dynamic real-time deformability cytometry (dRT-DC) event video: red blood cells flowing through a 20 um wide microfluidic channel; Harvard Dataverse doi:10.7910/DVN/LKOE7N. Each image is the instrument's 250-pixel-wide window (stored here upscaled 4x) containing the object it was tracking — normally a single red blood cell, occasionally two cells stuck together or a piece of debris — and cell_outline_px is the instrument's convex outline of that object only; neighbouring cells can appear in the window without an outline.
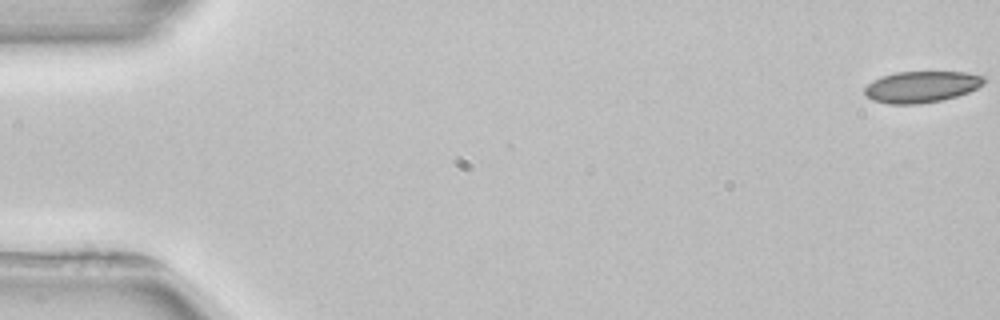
{"species": "common noctule bat (a hibernating species)", "species_latin": "Nyctalus noctula", "temperature_condition": "room temperature", "stored_images_in_passage": 5, "camera_frame_rate_fps": 3000, "um_per_image_px": 0.085, "animal": {"sex": "female", "body_mass_g": 22.7, "forearm_length_mm": 54.2}, "frame": {"image": 1, "passage_image": 1, "time_ms": 0.0, "image_size_px": [1000, 320], "cell_outline_px": [[984, 84], [968, 92], [944, 100], [920, 104], [888, 104], [872, 100], [864, 96], [864, 88], [872, 80], [880, 76], [896, 72], [968, 72], [984, 76]], "centroid_in_image_um": [78.29, 7.38], "position_along_channel_um": 6.7, "area_um2": 22.08}}
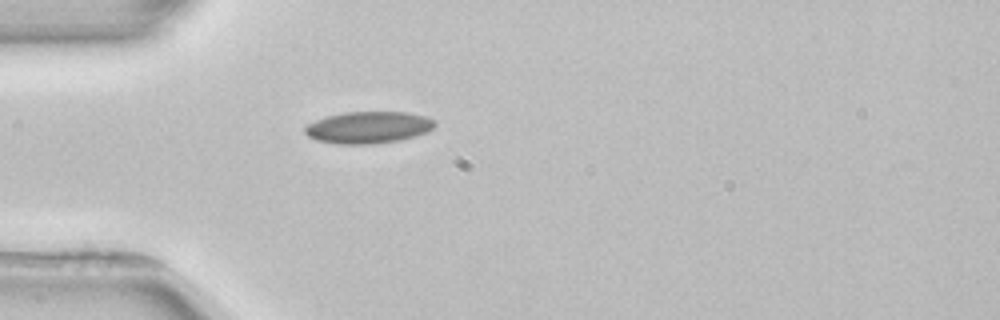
{"frame": {"image": 2, "passage_image": 5, "time_ms": 5.0, "image_size_px": [1000, 320], "cell_outline_px": [[436, 124], [428, 132], [416, 136], [400, 140], [372, 144], [336, 144], [316, 140], [308, 136], [304, 132], [304, 128], [308, 124], [316, 120], [328, 116], [344, 112], [408, 112], [424, 116], [432, 120]], "centroid_in_image_um": [31.3, 10.84], "position_along_channel_um": 53.7, "area_um2": 24.1}}